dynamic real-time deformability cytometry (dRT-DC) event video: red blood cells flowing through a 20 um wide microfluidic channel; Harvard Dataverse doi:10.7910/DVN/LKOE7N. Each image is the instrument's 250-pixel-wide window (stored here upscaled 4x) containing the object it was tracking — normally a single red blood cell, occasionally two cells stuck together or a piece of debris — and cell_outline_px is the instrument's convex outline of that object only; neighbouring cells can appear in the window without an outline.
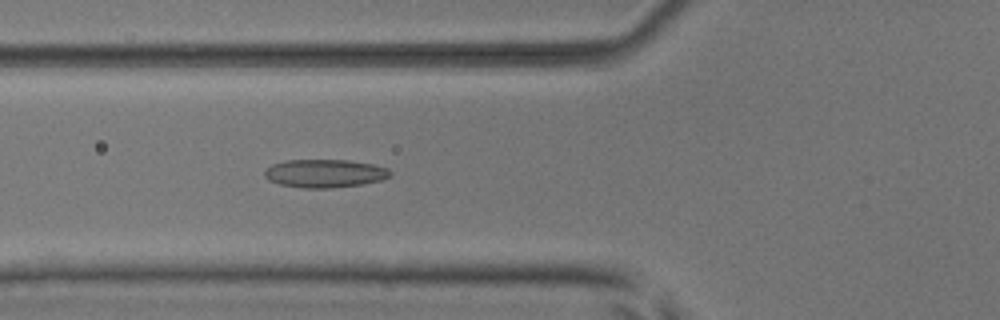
{"species": "common noctule bat (a hibernating species)", "species_latin": "Nyctalus noctula", "temperature_condition": "room temperature", "stored_images_in_passage": 4, "camera_frame_rate_fps": 3000, "um_per_image_px": 0.085, "animal": {"sex": "male", "body_mass_g": 17.9, "forearm_length_mm": 54.2}, "frame": {"image": 1, "passage_image": 4, "time_ms": 3.333, "image_size_px": [1000, 320], "cell_outline_px": [[392, 176], [384, 180], [360, 184], [328, 188], [304, 188], [280, 184], [268, 180], [264, 176], [264, 172], [272, 164], [288, 160], [348, 160], [372, 164], [388, 168], [392, 172]], "centroid_in_image_um": [27.64, 14.74], "position_along_channel_um": 98.2, "area_um2": 20.63}}